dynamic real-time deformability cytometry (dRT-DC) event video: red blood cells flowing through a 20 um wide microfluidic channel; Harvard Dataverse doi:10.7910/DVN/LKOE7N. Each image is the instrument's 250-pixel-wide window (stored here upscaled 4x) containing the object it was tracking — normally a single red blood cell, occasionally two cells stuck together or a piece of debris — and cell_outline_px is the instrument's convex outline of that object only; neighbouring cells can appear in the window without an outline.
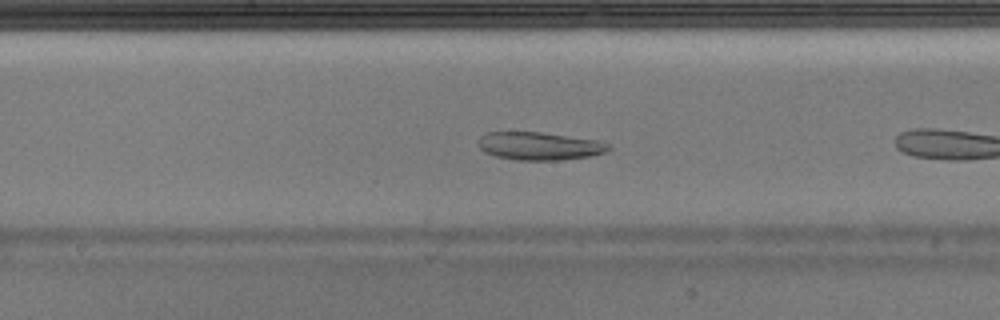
{"species": "Egyptian fruit bat (a non-hibernating species)", "species_latin": "Rousettus aegyptiacus", "temperature_condition": "warm", "stored_images_in_passage": 11, "camera_frame_rate_fps": 3000, "um_per_image_px": 0.085, "animal": {"sex": "male"}, "frame": {"image": 1, "passage_image": 7, "time_ms": 2.0, "image_size_px": [1000, 320], "cell_outline_px": [[612, 148], [604, 152], [588, 156], [564, 160], [516, 160], [496, 156], [484, 152], [480, 148], [480, 136], [488, 132], [540, 132], [600, 140], [612, 144]], "centroid_in_image_um": [45.9, 12.41], "position_along_channel_um": 202.3, "area_um2": 21.27}}